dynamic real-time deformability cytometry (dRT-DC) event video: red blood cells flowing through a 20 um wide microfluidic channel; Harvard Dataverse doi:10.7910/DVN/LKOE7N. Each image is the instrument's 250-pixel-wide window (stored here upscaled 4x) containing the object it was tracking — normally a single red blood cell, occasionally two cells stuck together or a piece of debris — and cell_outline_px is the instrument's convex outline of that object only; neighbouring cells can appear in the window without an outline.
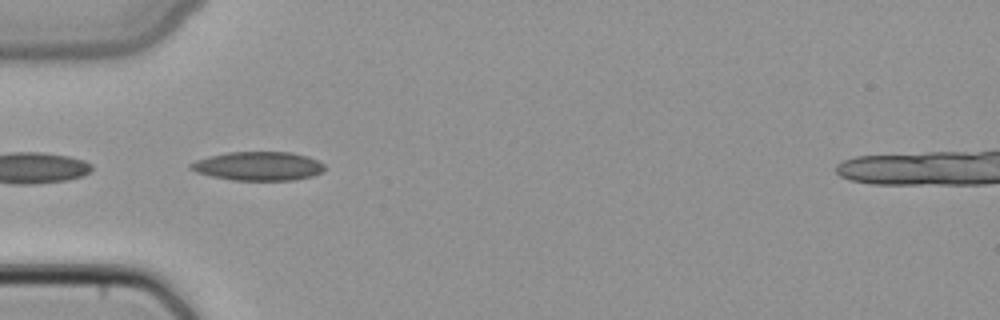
{"species": "common noctule bat (a hibernating species)", "species_latin": "Nyctalus noctula", "temperature_condition": "cold", "stored_images_in_passage": 20, "camera_frame_rate_fps": 3000, "um_per_image_px": 0.085, "animal": {"sex": "female", "body_mass_g": 22.7, "forearm_length_mm": 54.2}, "frame": {"image": 1, "passage_image": 16, "time_ms": 5.0, "image_size_px": [1000, 320], "cell_outline_px": [[324, 172], [312, 176], [292, 180], [232, 180], [212, 176], [196, 172], [188, 168], [188, 164], [196, 160], [208, 156], [228, 152], [292, 152], [308, 156], [324, 164]], "centroid_in_image_um": [21.94, 14.11], "position_along_channel_um": 63.1, "area_um2": 22.6}}